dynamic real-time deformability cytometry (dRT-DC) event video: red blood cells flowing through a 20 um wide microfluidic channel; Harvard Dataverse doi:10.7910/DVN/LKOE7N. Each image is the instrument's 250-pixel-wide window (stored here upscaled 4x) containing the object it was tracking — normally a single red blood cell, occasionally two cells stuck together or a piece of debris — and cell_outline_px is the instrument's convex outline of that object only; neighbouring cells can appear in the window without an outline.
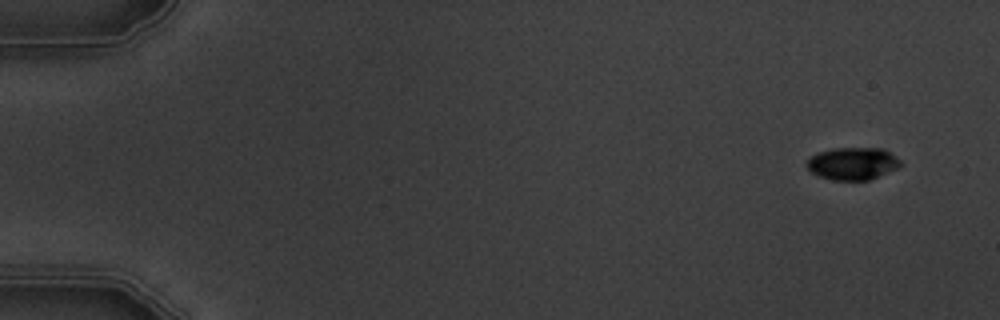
{"species": "common noctule bat (a hibernating species)", "species_latin": "Nyctalus noctula", "temperature_condition": "warm", "stored_images_in_passage": 8, "camera_frame_rate_fps": 3000, "um_per_image_px": 0.085, "animal": {"sex": "male", "body_mass_g": 19.5, "forearm_length_mm": 54.6}, "frame": {"image": 1, "passage_image": 1, "time_ms": 0.0, "image_size_px": [1000, 320], "cell_outline_px": [[904, 164], [896, 168], [868, 180], [832, 180], [820, 176], [812, 172], [804, 164], [816, 152], [832, 148], [884, 148], [900, 160]], "centroid_in_image_um": [72.46, 13.89], "position_along_channel_um": 12.5, "area_um2": 17.69}}
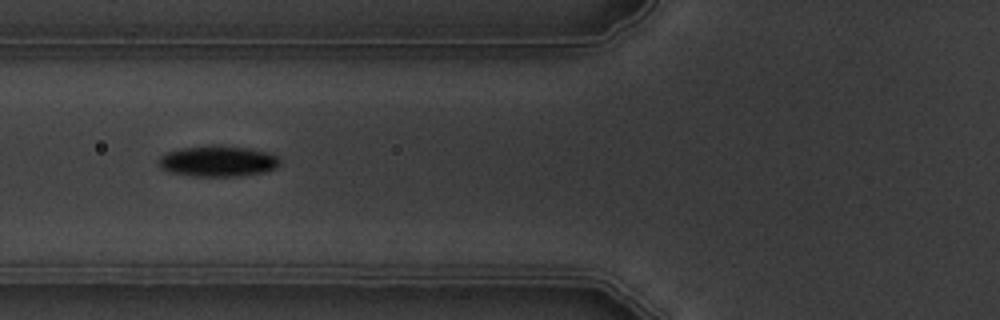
{"frame": {"image": 2, "passage_image": 6, "time_ms": 6.333, "image_size_px": [1000, 320], "cell_outline_px": [[280, 164], [276, 168], [264, 172], [236, 176], [196, 176], [172, 172], [160, 168], [160, 156], [168, 152], [180, 148], [248, 148], [268, 152], [276, 156], [280, 160]], "centroid_in_image_um": [18.56, 13.74], "position_along_channel_um": 107.2, "area_um2": 20.75}}
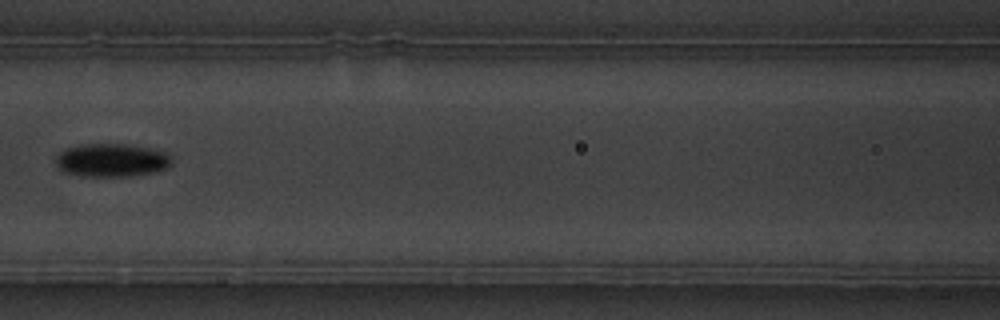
{"frame": {"image": 3, "passage_image": 7, "time_ms": 7.667, "image_size_px": [1000, 320], "cell_outline_px": [[172, 164], [168, 168], [156, 172], [128, 176], [84, 176], [64, 172], [56, 164], [56, 156], [64, 148], [80, 144], [132, 144], [168, 152], [172, 156]], "centroid_in_image_um": [9.54, 13.6], "position_along_channel_um": 157.1, "area_um2": 22.83}}